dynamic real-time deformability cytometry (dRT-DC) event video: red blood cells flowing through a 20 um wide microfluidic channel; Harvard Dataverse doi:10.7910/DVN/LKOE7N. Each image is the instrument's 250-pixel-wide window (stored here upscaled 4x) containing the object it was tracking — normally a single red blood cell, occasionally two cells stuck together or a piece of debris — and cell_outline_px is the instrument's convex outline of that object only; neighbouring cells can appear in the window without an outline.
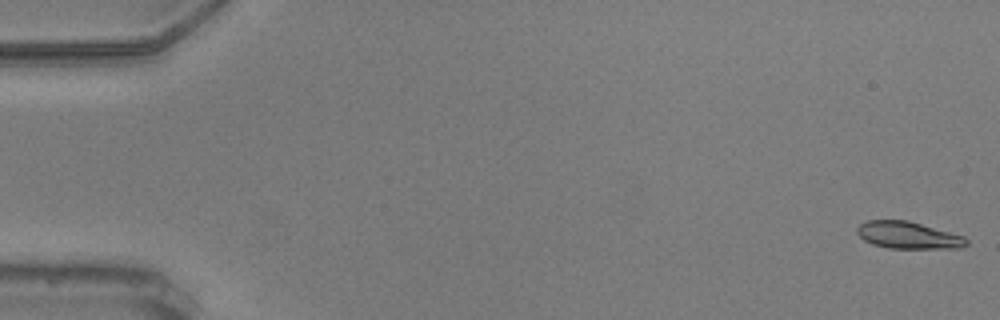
{"species": "common noctule bat (a hibernating species)", "species_latin": "Nyctalus noctula", "temperature_condition": "warm", "stored_images_in_passage": 28, "camera_frame_rate_fps": 3000, "um_per_image_px": 0.085, "animal": {"sex": "male", "body_mass_g": 20.5, "forearm_length_mm": 52.5}, "frame": {"image": 1, "passage_image": 1, "time_ms": 0.0, "image_size_px": [1000, 320], "cell_outline_px": [[968, 244], [960, 248], [888, 248], [872, 244], [864, 240], [856, 232], [856, 228], [860, 224], [868, 220], [908, 220], [964, 236], [968, 240]], "centroid_in_image_um": [77.19, 19.99], "position_along_channel_um": 7.8, "area_um2": 17.22}}
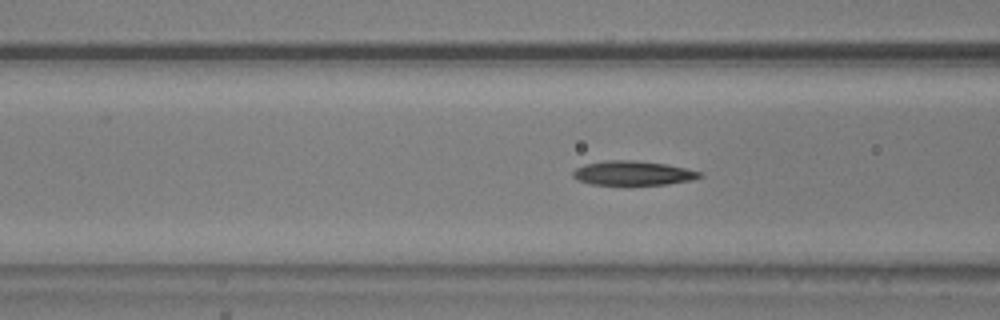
{"frame": {"image": 2, "passage_image": 22, "time_ms": 7.0, "image_size_px": [1000, 320], "cell_outline_px": [[704, 176], [692, 180], [668, 184], [592, 184], [576, 180], [572, 176], [572, 172], [576, 168], [584, 164], [604, 160], [632, 160], [668, 164], [704, 172]], "centroid_in_image_um": [53.82, 14.7], "position_along_channel_um": 112.8, "area_um2": 18.09}}
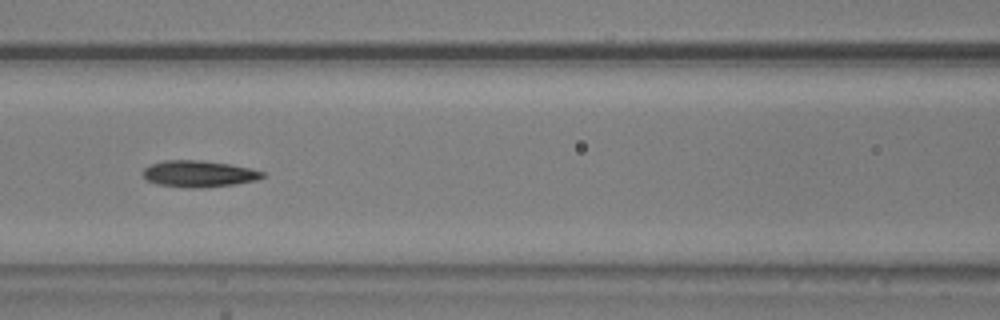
{"frame": {"image": 3, "passage_image": 25, "time_ms": 8.0, "image_size_px": [1000, 320], "cell_outline_px": [[264, 176], [256, 180], [236, 184], [204, 188], [188, 188], [156, 184], [148, 180], [144, 176], [144, 168], [152, 164], [164, 160], [204, 160], [228, 164], [248, 168], [264, 172]], "centroid_in_image_um": [16.89, 14.78], "position_along_channel_um": 149.7, "area_um2": 18.38}}